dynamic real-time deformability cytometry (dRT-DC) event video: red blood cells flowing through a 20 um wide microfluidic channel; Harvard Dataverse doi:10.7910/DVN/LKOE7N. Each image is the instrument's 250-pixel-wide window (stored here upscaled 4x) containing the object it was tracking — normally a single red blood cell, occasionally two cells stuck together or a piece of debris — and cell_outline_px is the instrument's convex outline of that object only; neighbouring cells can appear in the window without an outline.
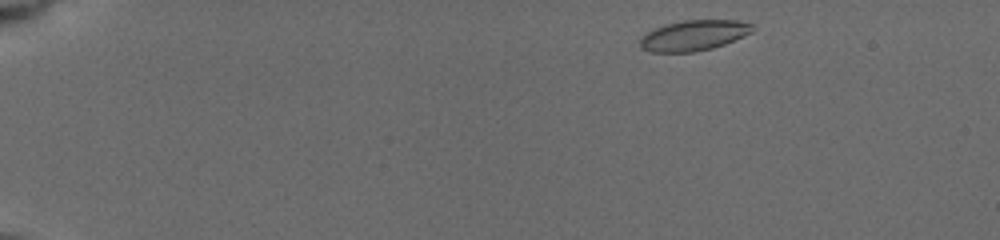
{"species": "common noctule bat (a hibernating species)", "species_latin": "Nyctalus noctula", "temperature_condition": "cold", "stored_images_in_passage": 12, "camera_frame_rate_fps": 3000, "um_per_image_px": 0.085, "animal": {"sex": "female", "body_mass_g": 19.5, "forearm_length_mm": 54.1}, "frame": {"image": 1, "passage_image": 1, "time_ms": 0.0, "image_size_px": [1000, 240], "cell_outline_px": [[752, 32], [744, 36], [724, 44], [712, 48], [692, 52], [652, 52], [640, 48], [640, 40], [652, 28], [664, 24], [684, 20], [736, 20], [752, 24]], "centroid_in_image_um": [58.95, 3.0], "position_along_channel_um": 26.1, "area_um2": 19.88}}
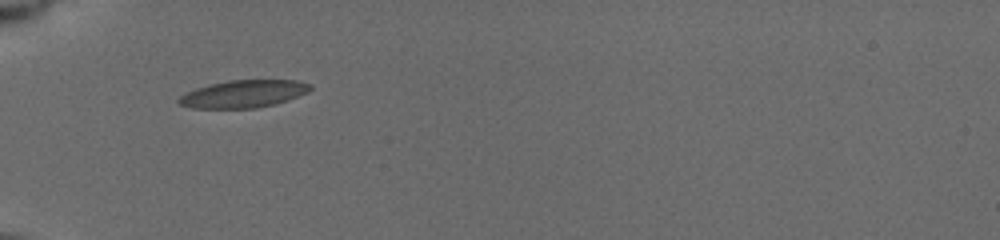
{"frame": {"image": 2, "passage_image": 9, "time_ms": 3.667, "image_size_px": [1000, 240], "cell_outline_px": [[312, 88], [308, 92], [288, 100], [276, 104], [256, 108], [192, 108], [180, 104], [176, 100], [184, 92], [208, 84], [228, 80], [296, 80], [312, 84]], "centroid_in_image_um": [20.69, 7.97], "position_along_channel_um": 64.3, "area_um2": 21.27}}